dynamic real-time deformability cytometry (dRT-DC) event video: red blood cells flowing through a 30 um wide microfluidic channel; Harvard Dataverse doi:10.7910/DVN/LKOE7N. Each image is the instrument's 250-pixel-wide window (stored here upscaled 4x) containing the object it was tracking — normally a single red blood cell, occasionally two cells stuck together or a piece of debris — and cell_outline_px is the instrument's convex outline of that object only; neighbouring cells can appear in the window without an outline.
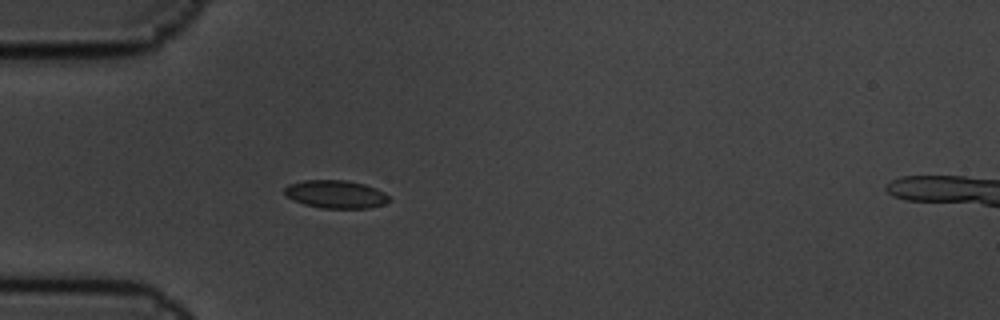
{"species": "common noctule bat (a hibernating species)", "species_latin": "Nyctalus noctula", "temperature_condition": "cold", "stored_images_in_passage": 4, "camera_frame_rate_fps": 3000, "um_per_image_px": 0.085, "animal": {"sex": "male", "body_mass_g": 19.5, "forearm_length_mm": 54.6}, "frame": {"image": 1, "passage_image": 4, "time_ms": 1.0, "image_size_px": [1000, 320], "cell_outline_px": [[392, 200], [384, 204], [368, 208], [320, 208], [304, 204], [288, 196], [284, 192], [284, 188], [288, 184], [304, 180], [344, 180], [364, 184], [376, 188], [384, 192]], "centroid_in_image_um": [28.56, 16.51], "position_along_channel_um": 56.4, "area_um2": 16.99}}